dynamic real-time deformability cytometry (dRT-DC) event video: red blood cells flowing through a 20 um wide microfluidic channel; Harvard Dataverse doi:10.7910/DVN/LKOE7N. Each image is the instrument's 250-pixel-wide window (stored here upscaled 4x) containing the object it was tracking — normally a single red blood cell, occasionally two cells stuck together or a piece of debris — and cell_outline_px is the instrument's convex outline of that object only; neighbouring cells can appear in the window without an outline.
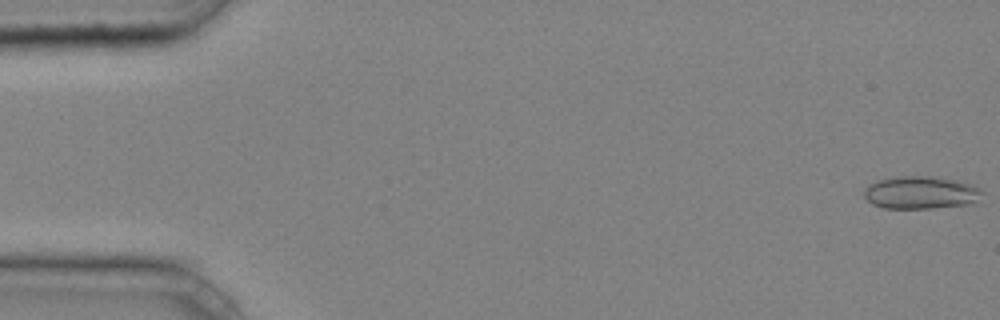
{"species": "common noctule bat (a hibernating species)", "species_latin": "Nyctalus noctula", "temperature_condition": "cold", "stored_images_in_passage": 46, "camera_frame_rate_fps": 3000, "um_per_image_px": 0.085, "animal": {"sex": "male", "body_mass_g": 20.4}, "frame": {"image": 1, "passage_image": 1, "time_ms": 0.0, "image_size_px": [1000, 320], "cell_outline_px": [[984, 192], [976, 200], [964, 204], [932, 208], [884, 208], [872, 204], [864, 196], [864, 192], [868, 184], [876, 180], [900, 176], [932, 176], [956, 180], [972, 184], [980, 188]], "centroid_in_image_um": [78.23, 16.35], "position_along_channel_um": 6.8, "area_um2": 22.37}}
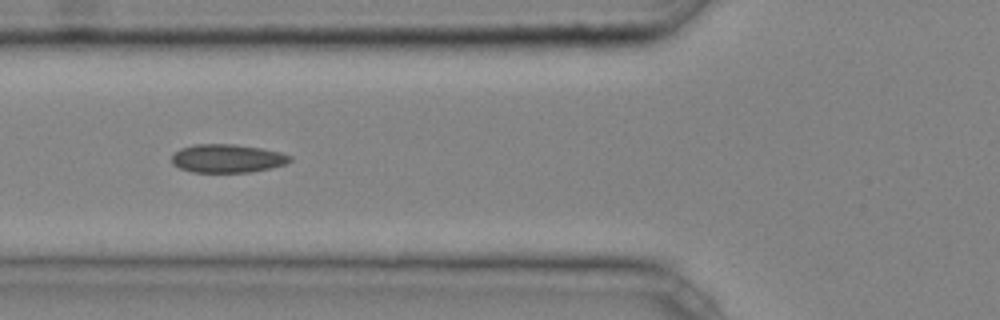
{"frame": {"image": 2, "passage_image": 18, "time_ms": 5.667, "image_size_px": [1000, 320], "cell_outline_px": [[292, 160], [284, 164], [252, 172], [192, 172], [180, 168], [172, 164], [172, 156], [180, 148], [192, 144], [236, 144], [260, 148], [280, 152], [292, 156]], "centroid_in_image_um": [19.3, 13.46], "position_along_channel_um": 106.5, "area_um2": 19.54}}
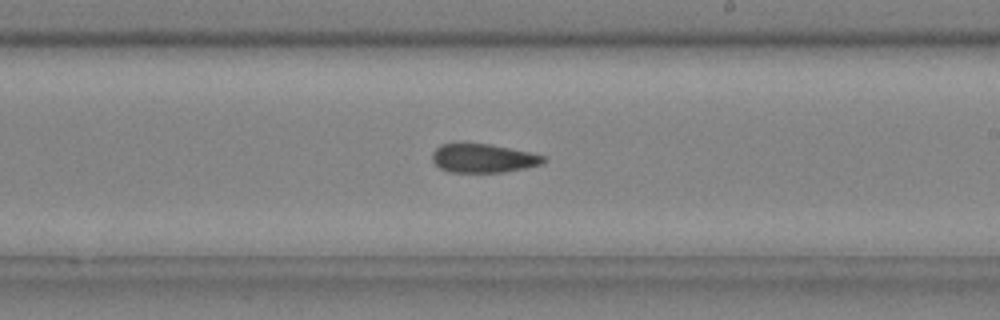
{"frame": {"image": 3, "passage_image": 28, "time_ms": 9.0, "image_size_px": [1000, 320], "cell_outline_px": [[548, 160], [544, 164], [504, 172], [448, 172], [440, 168], [432, 160], [432, 152], [440, 144], [456, 140], [460, 140], [492, 144], [528, 152], [544, 156]], "centroid_in_image_um": [41.02, 13.4], "position_along_channel_um": 248.0, "area_um2": 19.42}}